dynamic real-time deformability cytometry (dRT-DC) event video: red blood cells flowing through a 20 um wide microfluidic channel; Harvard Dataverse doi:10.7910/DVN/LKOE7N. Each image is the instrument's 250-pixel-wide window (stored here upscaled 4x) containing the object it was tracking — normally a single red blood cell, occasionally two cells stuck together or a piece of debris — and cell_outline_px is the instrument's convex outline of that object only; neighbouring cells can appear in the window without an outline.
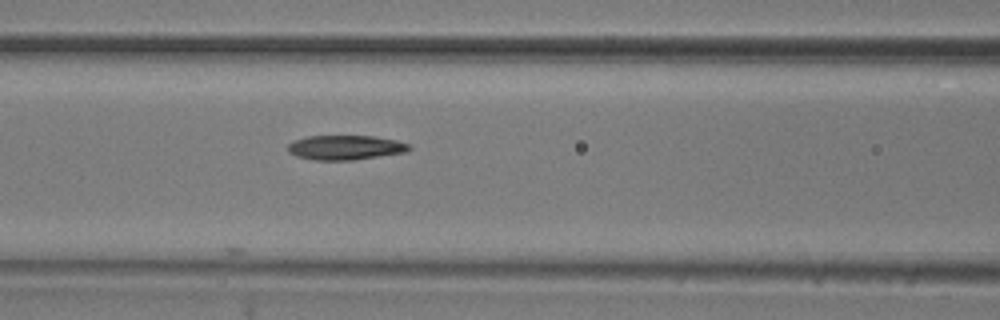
{"species": "common noctule bat (a hibernating species)", "species_latin": "Nyctalus noctula", "temperature_condition": "room temperature", "stored_images_in_passage": 6, "camera_frame_rate_fps": 3000, "um_per_image_px": 0.085, "animal": {"sex": "male", "body_mass_g": 20.5, "forearm_length_mm": 52.5}, "frame": {"image": 1, "passage_image": 6, "time_ms": 1.667, "image_size_px": [1000, 320], "cell_outline_px": [[412, 148], [408, 152], [356, 160], [316, 160], [296, 156], [288, 152], [288, 144], [292, 140], [308, 136], [372, 136], [396, 140], [412, 144]], "centroid_in_image_um": [29.4, 12.54], "position_along_channel_um": 137.2, "area_um2": 17.63}}